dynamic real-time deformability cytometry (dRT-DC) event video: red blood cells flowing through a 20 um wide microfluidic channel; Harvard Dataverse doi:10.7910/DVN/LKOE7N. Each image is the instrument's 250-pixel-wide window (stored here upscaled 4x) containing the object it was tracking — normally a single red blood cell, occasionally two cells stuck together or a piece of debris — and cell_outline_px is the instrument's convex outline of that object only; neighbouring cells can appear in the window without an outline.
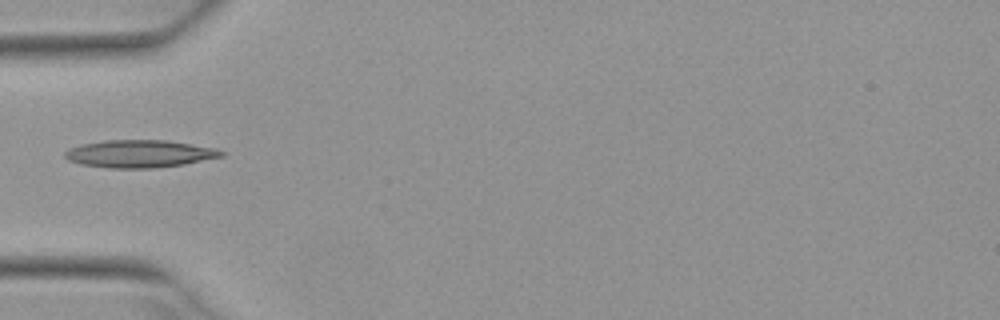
{"species": "Egyptian fruit bat (a non-hibernating species)", "species_latin": "Rousettus aegyptiacus", "temperature_condition": "warm", "stored_images_in_passage": 3, "camera_frame_rate_fps": 3000, "um_per_image_px": 0.085, "animal": {"sex": "female"}, "frame": {"image": 1, "passage_image": 2, "time_ms": 0.333, "image_size_px": [1000, 320], "cell_outline_px": [[224, 156], [184, 164], [152, 168], [108, 168], [80, 164], [68, 160], [64, 156], [64, 152], [68, 148], [80, 144], [104, 140], [168, 140], [216, 148], [224, 152]], "centroid_in_image_um": [11.83, 13.06], "position_along_channel_um": 73.2, "area_um2": 25.26}}
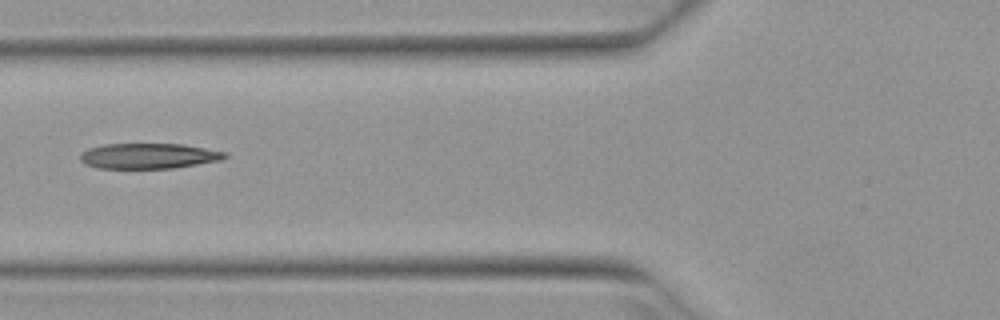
{"frame": {"image": 2, "passage_image": 3, "time_ms": 0.667, "image_size_px": [1000, 320], "cell_outline_px": [[228, 156], [220, 160], [172, 168], [96, 168], [84, 164], [80, 160], [80, 152], [88, 148], [104, 144], [184, 144], [228, 152]], "centroid_in_image_um": [12.6, 13.25], "position_along_channel_um": 113.2, "area_um2": 21.5}}